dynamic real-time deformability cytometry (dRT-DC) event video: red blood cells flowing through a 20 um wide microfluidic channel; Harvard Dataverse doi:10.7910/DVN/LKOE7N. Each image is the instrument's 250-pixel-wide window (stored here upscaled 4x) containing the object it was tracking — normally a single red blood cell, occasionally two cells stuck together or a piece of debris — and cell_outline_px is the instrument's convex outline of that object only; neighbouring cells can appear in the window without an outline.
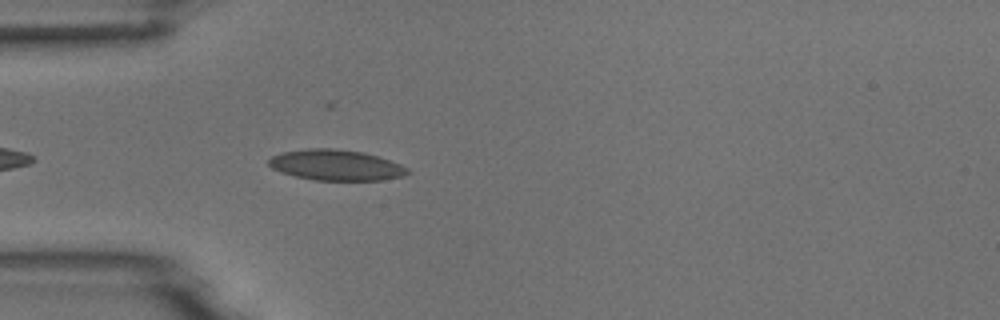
{"species": "common noctule bat (a hibernating species)", "species_latin": "Nyctalus noctula", "temperature_condition": "room temperature", "stored_images_in_passage": 5, "camera_frame_rate_fps": 3000, "um_per_image_px": 0.085, "animal": {"sex": "male", "body_mass_g": 18.8}, "frame": {"image": 1, "passage_image": 5, "time_ms": 4.667, "image_size_px": [1000, 320], "cell_outline_px": [[412, 172], [404, 176], [380, 180], [312, 180], [280, 172], [272, 168], [268, 164], [268, 160], [272, 156], [280, 152], [308, 148], [332, 148], [364, 152], [400, 164], [408, 168]], "centroid_in_image_um": [28.54, 14.03], "position_along_channel_um": 56.5, "area_um2": 24.91}}